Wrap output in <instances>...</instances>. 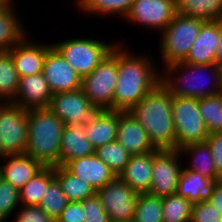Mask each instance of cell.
Returning <instances> with one entry per match:
<instances>
[{"instance_id":"cell-1","label":"cell","mask_w":222,"mask_h":222,"mask_svg":"<svg viewBox=\"0 0 222 222\" xmlns=\"http://www.w3.org/2000/svg\"><path fill=\"white\" fill-rule=\"evenodd\" d=\"M125 43L126 40L118 43V78L113 97V110L121 112H129L160 82L156 56L132 51L133 47L130 49Z\"/></svg>"},{"instance_id":"cell-2","label":"cell","mask_w":222,"mask_h":222,"mask_svg":"<svg viewBox=\"0 0 222 222\" xmlns=\"http://www.w3.org/2000/svg\"><path fill=\"white\" fill-rule=\"evenodd\" d=\"M160 83L177 97L200 99L222 93L220 66L216 64L195 65L181 61L162 66Z\"/></svg>"},{"instance_id":"cell-3","label":"cell","mask_w":222,"mask_h":222,"mask_svg":"<svg viewBox=\"0 0 222 222\" xmlns=\"http://www.w3.org/2000/svg\"><path fill=\"white\" fill-rule=\"evenodd\" d=\"M172 100L173 95L159 82L129 111L156 149H176Z\"/></svg>"},{"instance_id":"cell-4","label":"cell","mask_w":222,"mask_h":222,"mask_svg":"<svg viewBox=\"0 0 222 222\" xmlns=\"http://www.w3.org/2000/svg\"><path fill=\"white\" fill-rule=\"evenodd\" d=\"M65 123L48 108L28 110L25 154L44 167L60 166V145Z\"/></svg>"},{"instance_id":"cell-5","label":"cell","mask_w":222,"mask_h":222,"mask_svg":"<svg viewBox=\"0 0 222 222\" xmlns=\"http://www.w3.org/2000/svg\"><path fill=\"white\" fill-rule=\"evenodd\" d=\"M205 20L176 14L169 25L160 33L158 53L160 66L184 61L196 40Z\"/></svg>"},{"instance_id":"cell-6","label":"cell","mask_w":222,"mask_h":222,"mask_svg":"<svg viewBox=\"0 0 222 222\" xmlns=\"http://www.w3.org/2000/svg\"><path fill=\"white\" fill-rule=\"evenodd\" d=\"M60 40V41H59ZM52 45L60 52L66 62L81 76L90 74L117 46L119 40H103L95 36L89 37H67L59 39Z\"/></svg>"},{"instance_id":"cell-7","label":"cell","mask_w":222,"mask_h":222,"mask_svg":"<svg viewBox=\"0 0 222 222\" xmlns=\"http://www.w3.org/2000/svg\"><path fill=\"white\" fill-rule=\"evenodd\" d=\"M117 78L118 44L90 74L82 77L81 89L99 110H113Z\"/></svg>"},{"instance_id":"cell-8","label":"cell","mask_w":222,"mask_h":222,"mask_svg":"<svg viewBox=\"0 0 222 222\" xmlns=\"http://www.w3.org/2000/svg\"><path fill=\"white\" fill-rule=\"evenodd\" d=\"M172 118L176 149L206 141L209 136L199 110V99L173 96Z\"/></svg>"},{"instance_id":"cell-9","label":"cell","mask_w":222,"mask_h":222,"mask_svg":"<svg viewBox=\"0 0 222 222\" xmlns=\"http://www.w3.org/2000/svg\"><path fill=\"white\" fill-rule=\"evenodd\" d=\"M28 141V110L0 102V158L25 154Z\"/></svg>"},{"instance_id":"cell-10","label":"cell","mask_w":222,"mask_h":222,"mask_svg":"<svg viewBox=\"0 0 222 222\" xmlns=\"http://www.w3.org/2000/svg\"><path fill=\"white\" fill-rule=\"evenodd\" d=\"M182 162L178 149L159 150L153 157L149 194L161 198L175 194L184 166Z\"/></svg>"},{"instance_id":"cell-11","label":"cell","mask_w":222,"mask_h":222,"mask_svg":"<svg viewBox=\"0 0 222 222\" xmlns=\"http://www.w3.org/2000/svg\"><path fill=\"white\" fill-rule=\"evenodd\" d=\"M111 222L131 221L134 218L138 193L119 176H115L96 191Z\"/></svg>"},{"instance_id":"cell-12","label":"cell","mask_w":222,"mask_h":222,"mask_svg":"<svg viewBox=\"0 0 222 222\" xmlns=\"http://www.w3.org/2000/svg\"><path fill=\"white\" fill-rule=\"evenodd\" d=\"M177 14L176 0H134L123 21L159 34ZM141 25V26H140Z\"/></svg>"},{"instance_id":"cell-13","label":"cell","mask_w":222,"mask_h":222,"mask_svg":"<svg viewBox=\"0 0 222 222\" xmlns=\"http://www.w3.org/2000/svg\"><path fill=\"white\" fill-rule=\"evenodd\" d=\"M48 109L65 125L86 124L99 112V109L89 102L81 88L52 94Z\"/></svg>"},{"instance_id":"cell-14","label":"cell","mask_w":222,"mask_h":222,"mask_svg":"<svg viewBox=\"0 0 222 222\" xmlns=\"http://www.w3.org/2000/svg\"><path fill=\"white\" fill-rule=\"evenodd\" d=\"M30 34L28 33L8 51L20 78L43 72L46 54L53 46L52 42L34 41V36L32 37ZM31 37L32 39H30Z\"/></svg>"},{"instance_id":"cell-15","label":"cell","mask_w":222,"mask_h":222,"mask_svg":"<svg viewBox=\"0 0 222 222\" xmlns=\"http://www.w3.org/2000/svg\"><path fill=\"white\" fill-rule=\"evenodd\" d=\"M43 74L52 94L81 88L82 77L66 62L54 46L46 54Z\"/></svg>"},{"instance_id":"cell-16","label":"cell","mask_w":222,"mask_h":222,"mask_svg":"<svg viewBox=\"0 0 222 222\" xmlns=\"http://www.w3.org/2000/svg\"><path fill=\"white\" fill-rule=\"evenodd\" d=\"M52 93L43 72L19 78L16 96L10 101L23 109L48 108Z\"/></svg>"},{"instance_id":"cell-17","label":"cell","mask_w":222,"mask_h":222,"mask_svg":"<svg viewBox=\"0 0 222 222\" xmlns=\"http://www.w3.org/2000/svg\"><path fill=\"white\" fill-rule=\"evenodd\" d=\"M116 140L131 154H142L156 148L149 140L143 126L130 112L118 111Z\"/></svg>"},{"instance_id":"cell-18","label":"cell","mask_w":222,"mask_h":222,"mask_svg":"<svg viewBox=\"0 0 222 222\" xmlns=\"http://www.w3.org/2000/svg\"><path fill=\"white\" fill-rule=\"evenodd\" d=\"M63 167L82 181L89 183L96 191L116 176L95 153L68 161Z\"/></svg>"},{"instance_id":"cell-19","label":"cell","mask_w":222,"mask_h":222,"mask_svg":"<svg viewBox=\"0 0 222 222\" xmlns=\"http://www.w3.org/2000/svg\"><path fill=\"white\" fill-rule=\"evenodd\" d=\"M0 160V178L18 190L44 168L40 162L26 154L6 155Z\"/></svg>"},{"instance_id":"cell-20","label":"cell","mask_w":222,"mask_h":222,"mask_svg":"<svg viewBox=\"0 0 222 222\" xmlns=\"http://www.w3.org/2000/svg\"><path fill=\"white\" fill-rule=\"evenodd\" d=\"M159 150L132 155L126 167L119 174V177L136 193H149L153 157Z\"/></svg>"},{"instance_id":"cell-21","label":"cell","mask_w":222,"mask_h":222,"mask_svg":"<svg viewBox=\"0 0 222 222\" xmlns=\"http://www.w3.org/2000/svg\"><path fill=\"white\" fill-rule=\"evenodd\" d=\"M219 38V20L206 21L183 62L195 65L215 64Z\"/></svg>"},{"instance_id":"cell-22","label":"cell","mask_w":222,"mask_h":222,"mask_svg":"<svg viewBox=\"0 0 222 222\" xmlns=\"http://www.w3.org/2000/svg\"><path fill=\"white\" fill-rule=\"evenodd\" d=\"M94 153L95 149L86 138L85 124L65 125L60 145V166Z\"/></svg>"},{"instance_id":"cell-23","label":"cell","mask_w":222,"mask_h":222,"mask_svg":"<svg viewBox=\"0 0 222 222\" xmlns=\"http://www.w3.org/2000/svg\"><path fill=\"white\" fill-rule=\"evenodd\" d=\"M118 127V111L99 110V112L85 124L86 138L92 147L97 149L116 140Z\"/></svg>"},{"instance_id":"cell-24","label":"cell","mask_w":222,"mask_h":222,"mask_svg":"<svg viewBox=\"0 0 222 222\" xmlns=\"http://www.w3.org/2000/svg\"><path fill=\"white\" fill-rule=\"evenodd\" d=\"M178 150L182 159L187 158L185 159L187 162L183 164L185 165L183 166V169L199 173L207 179L222 180V178L217 174L211 149L206 141L186 145Z\"/></svg>"},{"instance_id":"cell-25","label":"cell","mask_w":222,"mask_h":222,"mask_svg":"<svg viewBox=\"0 0 222 222\" xmlns=\"http://www.w3.org/2000/svg\"><path fill=\"white\" fill-rule=\"evenodd\" d=\"M17 10L15 3L0 7V52H8L29 33Z\"/></svg>"},{"instance_id":"cell-26","label":"cell","mask_w":222,"mask_h":222,"mask_svg":"<svg viewBox=\"0 0 222 222\" xmlns=\"http://www.w3.org/2000/svg\"><path fill=\"white\" fill-rule=\"evenodd\" d=\"M221 180H211L201 174L183 169L178 180L177 194L188 199L192 204L208 201L216 183Z\"/></svg>"},{"instance_id":"cell-27","label":"cell","mask_w":222,"mask_h":222,"mask_svg":"<svg viewBox=\"0 0 222 222\" xmlns=\"http://www.w3.org/2000/svg\"><path fill=\"white\" fill-rule=\"evenodd\" d=\"M134 0H84L78 8L77 12L81 15L89 16H103L109 18L117 17L124 19L130 11ZM113 15V16H112ZM112 16V17H111Z\"/></svg>"},{"instance_id":"cell-28","label":"cell","mask_w":222,"mask_h":222,"mask_svg":"<svg viewBox=\"0 0 222 222\" xmlns=\"http://www.w3.org/2000/svg\"><path fill=\"white\" fill-rule=\"evenodd\" d=\"M54 178V167H44L40 170L19 190L20 204L25 206H39L49 183Z\"/></svg>"},{"instance_id":"cell-29","label":"cell","mask_w":222,"mask_h":222,"mask_svg":"<svg viewBox=\"0 0 222 222\" xmlns=\"http://www.w3.org/2000/svg\"><path fill=\"white\" fill-rule=\"evenodd\" d=\"M177 13L205 21L222 18V0H176Z\"/></svg>"},{"instance_id":"cell-30","label":"cell","mask_w":222,"mask_h":222,"mask_svg":"<svg viewBox=\"0 0 222 222\" xmlns=\"http://www.w3.org/2000/svg\"><path fill=\"white\" fill-rule=\"evenodd\" d=\"M54 176L69 202H80L96 194V190L89 183L74 176L63 166L54 167Z\"/></svg>"},{"instance_id":"cell-31","label":"cell","mask_w":222,"mask_h":222,"mask_svg":"<svg viewBox=\"0 0 222 222\" xmlns=\"http://www.w3.org/2000/svg\"><path fill=\"white\" fill-rule=\"evenodd\" d=\"M19 75L9 52H0V102H10L17 93Z\"/></svg>"},{"instance_id":"cell-32","label":"cell","mask_w":222,"mask_h":222,"mask_svg":"<svg viewBox=\"0 0 222 222\" xmlns=\"http://www.w3.org/2000/svg\"><path fill=\"white\" fill-rule=\"evenodd\" d=\"M95 154L116 176H119L132 156L117 140L98 147Z\"/></svg>"},{"instance_id":"cell-33","label":"cell","mask_w":222,"mask_h":222,"mask_svg":"<svg viewBox=\"0 0 222 222\" xmlns=\"http://www.w3.org/2000/svg\"><path fill=\"white\" fill-rule=\"evenodd\" d=\"M162 198L149 193L138 195L133 222H163Z\"/></svg>"},{"instance_id":"cell-34","label":"cell","mask_w":222,"mask_h":222,"mask_svg":"<svg viewBox=\"0 0 222 222\" xmlns=\"http://www.w3.org/2000/svg\"><path fill=\"white\" fill-rule=\"evenodd\" d=\"M192 203L177 193L162 198L163 222H190Z\"/></svg>"},{"instance_id":"cell-35","label":"cell","mask_w":222,"mask_h":222,"mask_svg":"<svg viewBox=\"0 0 222 222\" xmlns=\"http://www.w3.org/2000/svg\"><path fill=\"white\" fill-rule=\"evenodd\" d=\"M199 110L209 133L222 131V93L200 98Z\"/></svg>"},{"instance_id":"cell-36","label":"cell","mask_w":222,"mask_h":222,"mask_svg":"<svg viewBox=\"0 0 222 222\" xmlns=\"http://www.w3.org/2000/svg\"><path fill=\"white\" fill-rule=\"evenodd\" d=\"M69 200L66 198L62 191L59 181L54 178L43 195L42 201L39 207L55 221L60 216L62 211L65 209Z\"/></svg>"},{"instance_id":"cell-37","label":"cell","mask_w":222,"mask_h":222,"mask_svg":"<svg viewBox=\"0 0 222 222\" xmlns=\"http://www.w3.org/2000/svg\"><path fill=\"white\" fill-rule=\"evenodd\" d=\"M20 206L19 190L0 178V221H9Z\"/></svg>"},{"instance_id":"cell-38","label":"cell","mask_w":222,"mask_h":222,"mask_svg":"<svg viewBox=\"0 0 222 222\" xmlns=\"http://www.w3.org/2000/svg\"><path fill=\"white\" fill-rule=\"evenodd\" d=\"M190 222H222V215L209 201L192 205Z\"/></svg>"},{"instance_id":"cell-39","label":"cell","mask_w":222,"mask_h":222,"mask_svg":"<svg viewBox=\"0 0 222 222\" xmlns=\"http://www.w3.org/2000/svg\"><path fill=\"white\" fill-rule=\"evenodd\" d=\"M80 202L83 209H85V222H111L96 194Z\"/></svg>"},{"instance_id":"cell-40","label":"cell","mask_w":222,"mask_h":222,"mask_svg":"<svg viewBox=\"0 0 222 222\" xmlns=\"http://www.w3.org/2000/svg\"><path fill=\"white\" fill-rule=\"evenodd\" d=\"M12 222H56L49 217L39 206L21 205L15 212Z\"/></svg>"},{"instance_id":"cell-41","label":"cell","mask_w":222,"mask_h":222,"mask_svg":"<svg viewBox=\"0 0 222 222\" xmlns=\"http://www.w3.org/2000/svg\"><path fill=\"white\" fill-rule=\"evenodd\" d=\"M206 142L211 149L217 174L222 178V131L210 133Z\"/></svg>"},{"instance_id":"cell-42","label":"cell","mask_w":222,"mask_h":222,"mask_svg":"<svg viewBox=\"0 0 222 222\" xmlns=\"http://www.w3.org/2000/svg\"><path fill=\"white\" fill-rule=\"evenodd\" d=\"M56 222H85V209L81 202H69Z\"/></svg>"},{"instance_id":"cell-43","label":"cell","mask_w":222,"mask_h":222,"mask_svg":"<svg viewBox=\"0 0 222 222\" xmlns=\"http://www.w3.org/2000/svg\"><path fill=\"white\" fill-rule=\"evenodd\" d=\"M208 201L222 215V180L216 183L212 195Z\"/></svg>"},{"instance_id":"cell-44","label":"cell","mask_w":222,"mask_h":222,"mask_svg":"<svg viewBox=\"0 0 222 222\" xmlns=\"http://www.w3.org/2000/svg\"><path fill=\"white\" fill-rule=\"evenodd\" d=\"M216 50L215 64L220 66L222 64V18L219 19V38Z\"/></svg>"},{"instance_id":"cell-45","label":"cell","mask_w":222,"mask_h":222,"mask_svg":"<svg viewBox=\"0 0 222 222\" xmlns=\"http://www.w3.org/2000/svg\"><path fill=\"white\" fill-rule=\"evenodd\" d=\"M16 0H0V7H5L15 3Z\"/></svg>"},{"instance_id":"cell-46","label":"cell","mask_w":222,"mask_h":222,"mask_svg":"<svg viewBox=\"0 0 222 222\" xmlns=\"http://www.w3.org/2000/svg\"><path fill=\"white\" fill-rule=\"evenodd\" d=\"M83 1H84V0H75V1H74V4H73V7H74V6H75V7L77 6L76 8H78Z\"/></svg>"},{"instance_id":"cell-47","label":"cell","mask_w":222,"mask_h":222,"mask_svg":"<svg viewBox=\"0 0 222 222\" xmlns=\"http://www.w3.org/2000/svg\"><path fill=\"white\" fill-rule=\"evenodd\" d=\"M220 71H221V80H222V64L220 65Z\"/></svg>"},{"instance_id":"cell-48","label":"cell","mask_w":222,"mask_h":222,"mask_svg":"<svg viewBox=\"0 0 222 222\" xmlns=\"http://www.w3.org/2000/svg\"><path fill=\"white\" fill-rule=\"evenodd\" d=\"M118 222H133V220H131V221H118Z\"/></svg>"}]
</instances>
